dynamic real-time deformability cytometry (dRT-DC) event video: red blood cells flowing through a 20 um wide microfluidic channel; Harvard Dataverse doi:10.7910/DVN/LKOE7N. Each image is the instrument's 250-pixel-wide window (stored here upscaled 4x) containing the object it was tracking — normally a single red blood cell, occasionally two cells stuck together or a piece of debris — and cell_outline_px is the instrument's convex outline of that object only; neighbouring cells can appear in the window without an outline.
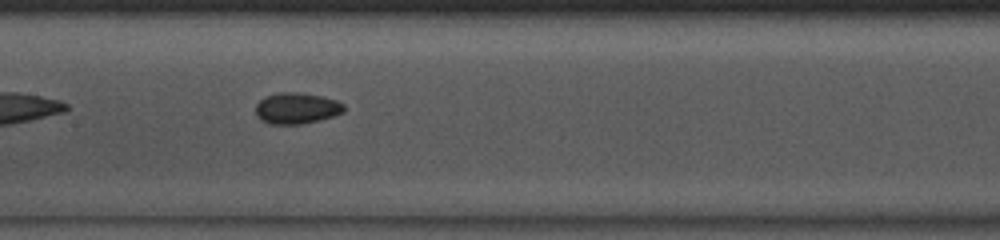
{"species": "common noctule bat (a hibernating species)", "species_latin": "Nyctalus noctula", "temperature_condition": "room temperature", "stored_images_in_passage": 36, "camera_frame_rate_fps": 3000, "um_per_image_px": 0.085, "animal": {"sex": "male", "body_mass_g": 13.0, "forearm_length_mm": 53.1}, "frame": {"image": 1, "passage_image": 11, "time_ms": 3.333, "image_size_px": [1000, 240], "cell_outline_px": [[344, 112], [320, 120], [300, 124], [268, 124], [260, 120], [256, 116], [256, 104], [264, 96], [280, 92], [296, 92], [320, 96], [336, 100], [344, 104]], "centroid_in_image_um": [25.18, 9.21], "position_along_channel_um": 182.2, "area_um2": 16.07}, "authors_computed_cell_mechanics": {"area_um2": 15.4904, "velocity_mm_per_s": 4.1099, "shape_relaxation_time_tau1_ms": 3.9234, "shape_relaxation_time_tau2_ms": 1.1283, "deformation_change_tau1": 0.0626, "deformation_change_tau2": 0.0513}}